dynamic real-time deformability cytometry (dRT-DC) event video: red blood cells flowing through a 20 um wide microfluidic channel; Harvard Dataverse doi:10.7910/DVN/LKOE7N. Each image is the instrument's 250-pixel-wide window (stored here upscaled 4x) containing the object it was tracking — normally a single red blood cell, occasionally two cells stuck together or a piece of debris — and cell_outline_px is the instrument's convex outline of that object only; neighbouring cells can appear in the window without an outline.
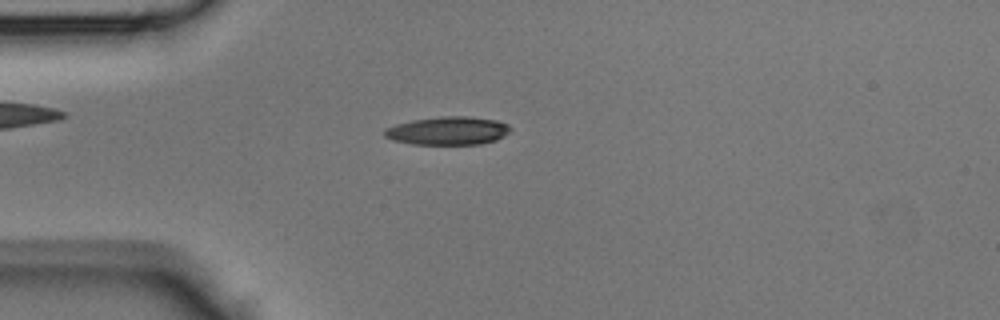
{"species": "Egyptian fruit bat (a non-hibernating species)", "species_latin": "Rousettus aegyptiacus", "temperature_condition": "room temperature", "stored_images_in_passage": 44, "camera_frame_rate_fps": 3000, "um_per_image_px": 0.085, "animal": {"sex": "male"}, "frame": {"image": 1, "passage_image": 12, "time_ms": 3.667, "image_size_px": [1000, 320], "cell_outline_px": [[512, 132], [496, 140], [480, 144], [412, 144], [392, 140], [384, 136], [384, 128], [396, 124], [412, 120], [440, 116], [468, 116], [496, 120], [508, 124], [512, 128]], "centroid_in_image_um": [38.09, 11.11], "position_along_channel_um": 46.9, "area_um2": 20.92}}
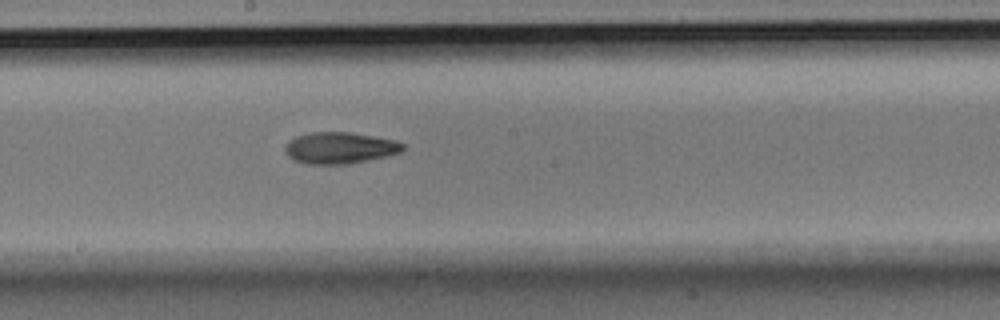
{"frame": {"image": 2, "passage_image": 24, "time_ms": 7.667, "image_size_px": [1000, 320], "cell_outline_px": [[404, 148], [400, 152], [388, 156], [348, 164], [304, 164], [292, 160], [284, 152], [284, 148], [288, 140], [296, 136], [312, 132], [348, 132], [396, 140], [404, 144]], "centroid_in_image_um": [28.84, 12.58], "position_along_channel_um": 219.4, "area_um2": 21.79}}
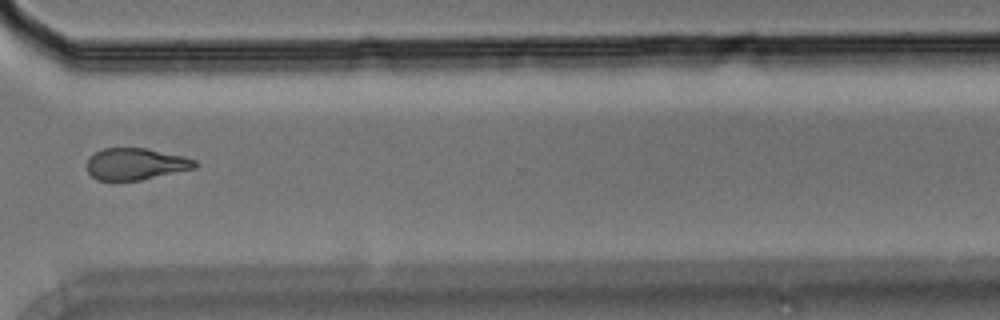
{"frame": {"image": 3, "passage_image": 33, "time_ms": 10.667, "image_size_px": [1000, 320], "cell_outline_px": [[200, 164], [196, 168], [140, 180], [96, 180], [88, 172], [84, 164], [88, 156], [104, 148], [148, 148], [184, 156], [196, 160]], "centroid_in_image_um": [11.52, 13.93], "position_along_channel_um": 359.1, "area_um2": 20.29}}